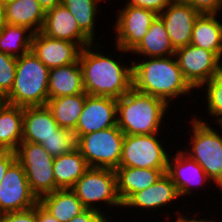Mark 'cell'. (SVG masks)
<instances>
[{
	"label": "cell",
	"instance_id": "cell-43",
	"mask_svg": "<svg viewBox=\"0 0 222 222\" xmlns=\"http://www.w3.org/2000/svg\"><path fill=\"white\" fill-rule=\"evenodd\" d=\"M8 103L6 95L0 94V112Z\"/></svg>",
	"mask_w": 222,
	"mask_h": 222
},
{
	"label": "cell",
	"instance_id": "cell-32",
	"mask_svg": "<svg viewBox=\"0 0 222 222\" xmlns=\"http://www.w3.org/2000/svg\"><path fill=\"white\" fill-rule=\"evenodd\" d=\"M204 88V89H203ZM199 89L205 91L208 116L217 122V125L222 126V85H220L214 78L203 84Z\"/></svg>",
	"mask_w": 222,
	"mask_h": 222
},
{
	"label": "cell",
	"instance_id": "cell-37",
	"mask_svg": "<svg viewBox=\"0 0 222 222\" xmlns=\"http://www.w3.org/2000/svg\"><path fill=\"white\" fill-rule=\"evenodd\" d=\"M93 209H86L81 214L72 218L69 222H111L112 217Z\"/></svg>",
	"mask_w": 222,
	"mask_h": 222
},
{
	"label": "cell",
	"instance_id": "cell-24",
	"mask_svg": "<svg viewBox=\"0 0 222 222\" xmlns=\"http://www.w3.org/2000/svg\"><path fill=\"white\" fill-rule=\"evenodd\" d=\"M217 15H199L193 26L190 44L215 52L222 59V23Z\"/></svg>",
	"mask_w": 222,
	"mask_h": 222
},
{
	"label": "cell",
	"instance_id": "cell-9",
	"mask_svg": "<svg viewBox=\"0 0 222 222\" xmlns=\"http://www.w3.org/2000/svg\"><path fill=\"white\" fill-rule=\"evenodd\" d=\"M159 135H125L119 167L167 170L170 154Z\"/></svg>",
	"mask_w": 222,
	"mask_h": 222
},
{
	"label": "cell",
	"instance_id": "cell-15",
	"mask_svg": "<svg viewBox=\"0 0 222 222\" xmlns=\"http://www.w3.org/2000/svg\"><path fill=\"white\" fill-rule=\"evenodd\" d=\"M179 148L173 156L168 158L167 174L176 186L180 198L185 199V195L194 194V188L211 183L212 180L207 176L203 168ZM200 185V186H199ZM194 187V188H193ZM192 188V189H191ZM184 196V198H183Z\"/></svg>",
	"mask_w": 222,
	"mask_h": 222
},
{
	"label": "cell",
	"instance_id": "cell-26",
	"mask_svg": "<svg viewBox=\"0 0 222 222\" xmlns=\"http://www.w3.org/2000/svg\"><path fill=\"white\" fill-rule=\"evenodd\" d=\"M89 168L78 148L54 157L53 173L57 189H71Z\"/></svg>",
	"mask_w": 222,
	"mask_h": 222
},
{
	"label": "cell",
	"instance_id": "cell-42",
	"mask_svg": "<svg viewBox=\"0 0 222 222\" xmlns=\"http://www.w3.org/2000/svg\"><path fill=\"white\" fill-rule=\"evenodd\" d=\"M220 85H222V60L218 62L216 72L213 77Z\"/></svg>",
	"mask_w": 222,
	"mask_h": 222
},
{
	"label": "cell",
	"instance_id": "cell-21",
	"mask_svg": "<svg viewBox=\"0 0 222 222\" xmlns=\"http://www.w3.org/2000/svg\"><path fill=\"white\" fill-rule=\"evenodd\" d=\"M166 172L167 170L149 168L117 167L115 169L117 192L122 203L133 193L142 191L157 182Z\"/></svg>",
	"mask_w": 222,
	"mask_h": 222
},
{
	"label": "cell",
	"instance_id": "cell-23",
	"mask_svg": "<svg viewBox=\"0 0 222 222\" xmlns=\"http://www.w3.org/2000/svg\"><path fill=\"white\" fill-rule=\"evenodd\" d=\"M175 49L166 32L163 20L157 16L152 22L148 32L144 35L141 42L130 52L142 56L150 57H170L175 55Z\"/></svg>",
	"mask_w": 222,
	"mask_h": 222
},
{
	"label": "cell",
	"instance_id": "cell-44",
	"mask_svg": "<svg viewBox=\"0 0 222 222\" xmlns=\"http://www.w3.org/2000/svg\"><path fill=\"white\" fill-rule=\"evenodd\" d=\"M3 11H0V31H1V28H2V25H3Z\"/></svg>",
	"mask_w": 222,
	"mask_h": 222
},
{
	"label": "cell",
	"instance_id": "cell-14",
	"mask_svg": "<svg viewBox=\"0 0 222 222\" xmlns=\"http://www.w3.org/2000/svg\"><path fill=\"white\" fill-rule=\"evenodd\" d=\"M199 15L185 0H175L158 15L163 20L175 50L190 44L193 26Z\"/></svg>",
	"mask_w": 222,
	"mask_h": 222
},
{
	"label": "cell",
	"instance_id": "cell-1",
	"mask_svg": "<svg viewBox=\"0 0 222 222\" xmlns=\"http://www.w3.org/2000/svg\"><path fill=\"white\" fill-rule=\"evenodd\" d=\"M101 48L100 43L94 42L82 48L80 52L79 62L85 92L93 96L121 98L133 88L132 61L129 65L121 62L124 53L129 52L116 46L117 51L122 54L114 59V56L110 57L105 51L102 54Z\"/></svg>",
	"mask_w": 222,
	"mask_h": 222
},
{
	"label": "cell",
	"instance_id": "cell-17",
	"mask_svg": "<svg viewBox=\"0 0 222 222\" xmlns=\"http://www.w3.org/2000/svg\"><path fill=\"white\" fill-rule=\"evenodd\" d=\"M40 32L50 38L77 43L81 48L94 43L79 28L74 16L61 3L53 9L46 11Z\"/></svg>",
	"mask_w": 222,
	"mask_h": 222
},
{
	"label": "cell",
	"instance_id": "cell-11",
	"mask_svg": "<svg viewBox=\"0 0 222 222\" xmlns=\"http://www.w3.org/2000/svg\"><path fill=\"white\" fill-rule=\"evenodd\" d=\"M117 11L113 29L115 34L114 45L124 51L131 52L148 32L157 13L140 7H122ZM119 12V13H118Z\"/></svg>",
	"mask_w": 222,
	"mask_h": 222
},
{
	"label": "cell",
	"instance_id": "cell-13",
	"mask_svg": "<svg viewBox=\"0 0 222 222\" xmlns=\"http://www.w3.org/2000/svg\"><path fill=\"white\" fill-rule=\"evenodd\" d=\"M117 126V99L107 96L86 95L75 133L80 136Z\"/></svg>",
	"mask_w": 222,
	"mask_h": 222
},
{
	"label": "cell",
	"instance_id": "cell-18",
	"mask_svg": "<svg viewBox=\"0 0 222 222\" xmlns=\"http://www.w3.org/2000/svg\"><path fill=\"white\" fill-rule=\"evenodd\" d=\"M177 198H180L178 190L174 183L172 182L170 176L167 173H164L160 179L149 186L148 188L133 193L124 203L123 208H131L135 210L147 211L150 210H159L164 207H169L170 204H173V201H176ZM168 204V205H167ZM134 207V208H133Z\"/></svg>",
	"mask_w": 222,
	"mask_h": 222
},
{
	"label": "cell",
	"instance_id": "cell-28",
	"mask_svg": "<svg viewBox=\"0 0 222 222\" xmlns=\"http://www.w3.org/2000/svg\"><path fill=\"white\" fill-rule=\"evenodd\" d=\"M24 107L7 103L0 112V151L15 152L22 142Z\"/></svg>",
	"mask_w": 222,
	"mask_h": 222
},
{
	"label": "cell",
	"instance_id": "cell-7",
	"mask_svg": "<svg viewBox=\"0 0 222 222\" xmlns=\"http://www.w3.org/2000/svg\"><path fill=\"white\" fill-rule=\"evenodd\" d=\"M125 134L114 126L88 133L77 139V148L89 167L116 169L122 155Z\"/></svg>",
	"mask_w": 222,
	"mask_h": 222
},
{
	"label": "cell",
	"instance_id": "cell-12",
	"mask_svg": "<svg viewBox=\"0 0 222 222\" xmlns=\"http://www.w3.org/2000/svg\"><path fill=\"white\" fill-rule=\"evenodd\" d=\"M175 58L184 79L198 91L199 87L214 77L221 59L215 52L188 44L175 51Z\"/></svg>",
	"mask_w": 222,
	"mask_h": 222
},
{
	"label": "cell",
	"instance_id": "cell-35",
	"mask_svg": "<svg viewBox=\"0 0 222 222\" xmlns=\"http://www.w3.org/2000/svg\"><path fill=\"white\" fill-rule=\"evenodd\" d=\"M175 0H126L125 7L134 6L151 10L158 15Z\"/></svg>",
	"mask_w": 222,
	"mask_h": 222
},
{
	"label": "cell",
	"instance_id": "cell-29",
	"mask_svg": "<svg viewBox=\"0 0 222 222\" xmlns=\"http://www.w3.org/2000/svg\"><path fill=\"white\" fill-rule=\"evenodd\" d=\"M34 32L28 27L3 22L0 31V51L20 57L31 51Z\"/></svg>",
	"mask_w": 222,
	"mask_h": 222
},
{
	"label": "cell",
	"instance_id": "cell-25",
	"mask_svg": "<svg viewBox=\"0 0 222 222\" xmlns=\"http://www.w3.org/2000/svg\"><path fill=\"white\" fill-rule=\"evenodd\" d=\"M38 203L59 222H69L86 210L71 189H57L40 197Z\"/></svg>",
	"mask_w": 222,
	"mask_h": 222
},
{
	"label": "cell",
	"instance_id": "cell-33",
	"mask_svg": "<svg viewBox=\"0 0 222 222\" xmlns=\"http://www.w3.org/2000/svg\"><path fill=\"white\" fill-rule=\"evenodd\" d=\"M17 57L0 51V94L8 95L15 80Z\"/></svg>",
	"mask_w": 222,
	"mask_h": 222
},
{
	"label": "cell",
	"instance_id": "cell-34",
	"mask_svg": "<svg viewBox=\"0 0 222 222\" xmlns=\"http://www.w3.org/2000/svg\"><path fill=\"white\" fill-rule=\"evenodd\" d=\"M0 222H37V205L23 211L0 214Z\"/></svg>",
	"mask_w": 222,
	"mask_h": 222
},
{
	"label": "cell",
	"instance_id": "cell-38",
	"mask_svg": "<svg viewBox=\"0 0 222 222\" xmlns=\"http://www.w3.org/2000/svg\"><path fill=\"white\" fill-rule=\"evenodd\" d=\"M16 160V154L13 151H0V182L4 178L9 166Z\"/></svg>",
	"mask_w": 222,
	"mask_h": 222
},
{
	"label": "cell",
	"instance_id": "cell-4",
	"mask_svg": "<svg viewBox=\"0 0 222 222\" xmlns=\"http://www.w3.org/2000/svg\"><path fill=\"white\" fill-rule=\"evenodd\" d=\"M50 69L29 51L17 57L14 85L6 96L9 104L45 106L48 99V78Z\"/></svg>",
	"mask_w": 222,
	"mask_h": 222
},
{
	"label": "cell",
	"instance_id": "cell-31",
	"mask_svg": "<svg viewBox=\"0 0 222 222\" xmlns=\"http://www.w3.org/2000/svg\"><path fill=\"white\" fill-rule=\"evenodd\" d=\"M41 145L52 157H57L76 149L77 139L73 131L59 128Z\"/></svg>",
	"mask_w": 222,
	"mask_h": 222
},
{
	"label": "cell",
	"instance_id": "cell-8",
	"mask_svg": "<svg viewBox=\"0 0 222 222\" xmlns=\"http://www.w3.org/2000/svg\"><path fill=\"white\" fill-rule=\"evenodd\" d=\"M16 160L23 166L32 192L39 199L57 190L52 157L41 144L21 142L15 151Z\"/></svg>",
	"mask_w": 222,
	"mask_h": 222
},
{
	"label": "cell",
	"instance_id": "cell-36",
	"mask_svg": "<svg viewBox=\"0 0 222 222\" xmlns=\"http://www.w3.org/2000/svg\"><path fill=\"white\" fill-rule=\"evenodd\" d=\"M200 14H218L222 10V0H185Z\"/></svg>",
	"mask_w": 222,
	"mask_h": 222
},
{
	"label": "cell",
	"instance_id": "cell-6",
	"mask_svg": "<svg viewBox=\"0 0 222 222\" xmlns=\"http://www.w3.org/2000/svg\"><path fill=\"white\" fill-rule=\"evenodd\" d=\"M71 190L81 200L86 209H93L105 214L99 204L104 203L105 205L106 203L109 208L111 206L122 208L123 206L117 192V179L114 169L90 167L76 181Z\"/></svg>",
	"mask_w": 222,
	"mask_h": 222
},
{
	"label": "cell",
	"instance_id": "cell-45",
	"mask_svg": "<svg viewBox=\"0 0 222 222\" xmlns=\"http://www.w3.org/2000/svg\"><path fill=\"white\" fill-rule=\"evenodd\" d=\"M13 1H16V0H1L3 5H5L7 3H10V2H13Z\"/></svg>",
	"mask_w": 222,
	"mask_h": 222
},
{
	"label": "cell",
	"instance_id": "cell-40",
	"mask_svg": "<svg viewBox=\"0 0 222 222\" xmlns=\"http://www.w3.org/2000/svg\"><path fill=\"white\" fill-rule=\"evenodd\" d=\"M177 214L178 216H175L176 219L173 222H216V220L214 221L213 219L212 220L211 219L208 220L207 218L202 219L199 216H197V214L194 217V213H193V218L188 217V214L184 215L182 212H178Z\"/></svg>",
	"mask_w": 222,
	"mask_h": 222
},
{
	"label": "cell",
	"instance_id": "cell-39",
	"mask_svg": "<svg viewBox=\"0 0 222 222\" xmlns=\"http://www.w3.org/2000/svg\"><path fill=\"white\" fill-rule=\"evenodd\" d=\"M37 222H59L49 212H47L39 203L37 204Z\"/></svg>",
	"mask_w": 222,
	"mask_h": 222
},
{
	"label": "cell",
	"instance_id": "cell-19",
	"mask_svg": "<svg viewBox=\"0 0 222 222\" xmlns=\"http://www.w3.org/2000/svg\"><path fill=\"white\" fill-rule=\"evenodd\" d=\"M59 128L46 105L24 107L22 142L42 144Z\"/></svg>",
	"mask_w": 222,
	"mask_h": 222
},
{
	"label": "cell",
	"instance_id": "cell-5",
	"mask_svg": "<svg viewBox=\"0 0 222 222\" xmlns=\"http://www.w3.org/2000/svg\"><path fill=\"white\" fill-rule=\"evenodd\" d=\"M198 118L193 116L189 122L191 139L188 138V146L183 145V152L203 168L218 190H222V135L218 128L203 121L202 116Z\"/></svg>",
	"mask_w": 222,
	"mask_h": 222
},
{
	"label": "cell",
	"instance_id": "cell-10",
	"mask_svg": "<svg viewBox=\"0 0 222 222\" xmlns=\"http://www.w3.org/2000/svg\"><path fill=\"white\" fill-rule=\"evenodd\" d=\"M39 202L32 192L23 166L15 160L0 182V214L23 211Z\"/></svg>",
	"mask_w": 222,
	"mask_h": 222
},
{
	"label": "cell",
	"instance_id": "cell-22",
	"mask_svg": "<svg viewBox=\"0 0 222 222\" xmlns=\"http://www.w3.org/2000/svg\"><path fill=\"white\" fill-rule=\"evenodd\" d=\"M46 12L37 0H16L3 7V21L41 31Z\"/></svg>",
	"mask_w": 222,
	"mask_h": 222
},
{
	"label": "cell",
	"instance_id": "cell-27",
	"mask_svg": "<svg viewBox=\"0 0 222 222\" xmlns=\"http://www.w3.org/2000/svg\"><path fill=\"white\" fill-rule=\"evenodd\" d=\"M87 93L48 99L46 106L60 128L74 131L82 113Z\"/></svg>",
	"mask_w": 222,
	"mask_h": 222
},
{
	"label": "cell",
	"instance_id": "cell-20",
	"mask_svg": "<svg viewBox=\"0 0 222 222\" xmlns=\"http://www.w3.org/2000/svg\"><path fill=\"white\" fill-rule=\"evenodd\" d=\"M83 73L79 60L49 71V99L84 93Z\"/></svg>",
	"mask_w": 222,
	"mask_h": 222
},
{
	"label": "cell",
	"instance_id": "cell-41",
	"mask_svg": "<svg viewBox=\"0 0 222 222\" xmlns=\"http://www.w3.org/2000/svg\"><path fill=\"white\" fill-rule=\"evenodd\" d=\"M41 7L44 9V11H48L50 9H53L55 6L59 5L61 3V0H37Z\"/></svg>",
	"mask_w": 222,
	"mask_h": 222
},
{
	"label": "cell",
	"instance_id": "cell-3",
	"mask_svg": "<svg viewBox=\"0 0 222 222\" xmlns=\"http://www.w3.org/2000/svg\"><path fill=\"white\" fill-rule=\"evenodd\" d=\"M168 108L162 99L132 88L117 99V126L125 135L159 134Z\"/></svg>",
	"mask_w": 222,
	"mask_h": 222
},
{
	"label": "cell",
	"instance_id": "cell-2",
	"mask_svg": "<svg viewBox=\"0 0 222 222\" xmlns=\"http://www.w3.org/2000/svg\"><path fill=\"white\" fill-rule=\"evenodd\" d=\"M132 77L134 89L160 98L169 106L170 102L174 103L173 99L194 91L184 79L175 55L133 60Z\"/></svg>",
	"mask_w": 222,
	"mask_h": 222
},
{
	"label": "cell",
	"instance_id": "cell-46",
	"mask_svg": "<svg viewBox=\"0 0 222 222\" xmlns=\"http://www.w3.org/2000/svg\"><path fill=\"white\" fill-rule=\"evenodd\" d=\"M3 7H4V5L2 4V2L0 0V11H3Z\"/></svg>",
	"mask_w": 222,
	"mask_h": 222
},
{
	"label": "cell",
	"instance_id": "cell-30",
	"mask_svg": "<svg viewBox=\"0 0 222 222\" xmlns=\"http://www.w3.org/2000/svg\"><path fill=\"white\" fill-rule=\"evenodd\" d=\"M108 0H61L69 12L74 16L79 28L93 41L96 37L95 21L98 14L100 2Z\"/></svg>",
	"mask_w": 222,
	"mask_h": 222
},
{
	"label": "cell",
	"instance_id": "cell-16",
	"mask_svg": "<svg viewBox=\"0 0 222 222\" xmlns=\"http://www.w3.org/2000/svg\"><path fill=\"white\" fill-rule=\"evenodd\" d=\"M81 50L77 43L50 38L40 31L32 38L31 51L49 69L77 62Z\"/></svg>",
	"mask_w": 222,
	"mask_h": 222
}]
</instances>
